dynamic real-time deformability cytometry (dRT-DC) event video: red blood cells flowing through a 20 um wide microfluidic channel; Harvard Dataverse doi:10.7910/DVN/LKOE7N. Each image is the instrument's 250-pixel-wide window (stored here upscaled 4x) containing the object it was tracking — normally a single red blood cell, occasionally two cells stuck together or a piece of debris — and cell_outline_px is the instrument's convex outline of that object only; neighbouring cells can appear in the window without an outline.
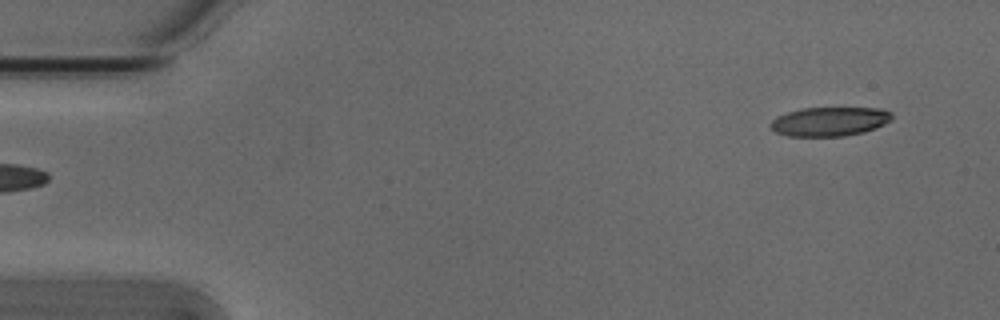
{"species": "Egyptian fruit bat (a non-hibernating species)", "species_latin": "Rousettus aegyptiacus", "temperature_condition": "cold", "stored_images_in_passage": 4, "camera_frame_rate_fps": 3000, "um_per_image_px": 0.085, "animal": {"sex": "male"}, "frame": {"image": 1, "passage_image": 4, "time_ms": 1.0, "image_size_px": [1000, 320], "cell_outline_px": [[892, 120], [876, 128], [864, 132], [844, 136], [788, 136], [776, 132], [772, 128], [772, 120], [776, 116], [788, 112], [804, 108], [880, 108], [892, 112]], "centroid_in_image_um": [70.56, 10.33], "position_along_channel_um": 14.4, "area_um2": 20.52}}